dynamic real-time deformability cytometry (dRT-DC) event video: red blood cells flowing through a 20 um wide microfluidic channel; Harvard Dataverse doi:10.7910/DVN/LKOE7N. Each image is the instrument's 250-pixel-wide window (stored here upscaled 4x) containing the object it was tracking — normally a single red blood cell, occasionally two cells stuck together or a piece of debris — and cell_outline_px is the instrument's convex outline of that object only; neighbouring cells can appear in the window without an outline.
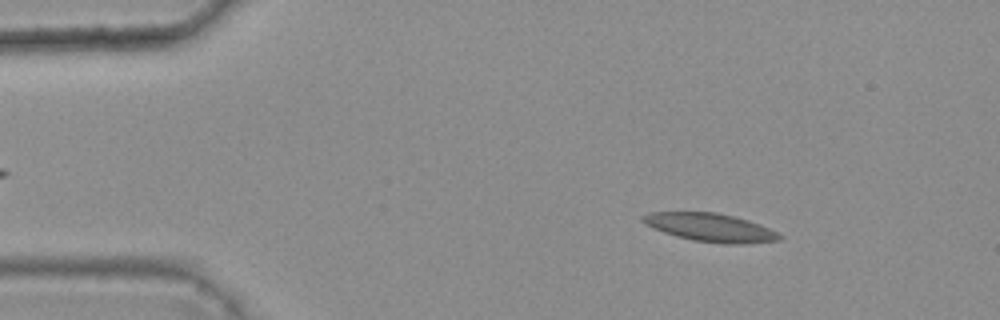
{"species": "common noctule bat (a hibernating species)", "species_latin": "Nyctalus noctula", "temperature_condition": "warm", "stored_images_in_passage": 5, "camera_frame_rate_fps": 3000, "um_per_image_px": 0.085, "animal": {"sex": "female", "body_mass_g": 25.1}, "frame": {"image": 1, "passage_image": 2, "time_ms": 0.333, "image_size_px": [1000, 320], "cell_outline_px": [[784, 236], [780, 240], [744, 244], [724, 244], [692, 240], [676, 236], [652, 228], [644, 224], [640, 220], [640, 216], [648, 212], [716, 212], [748, 220], [760, 224]], "centroid_in_image_um": [60.35, 19.33], "position_along_channel_um": 24.7, "area_um2": 22.66}}